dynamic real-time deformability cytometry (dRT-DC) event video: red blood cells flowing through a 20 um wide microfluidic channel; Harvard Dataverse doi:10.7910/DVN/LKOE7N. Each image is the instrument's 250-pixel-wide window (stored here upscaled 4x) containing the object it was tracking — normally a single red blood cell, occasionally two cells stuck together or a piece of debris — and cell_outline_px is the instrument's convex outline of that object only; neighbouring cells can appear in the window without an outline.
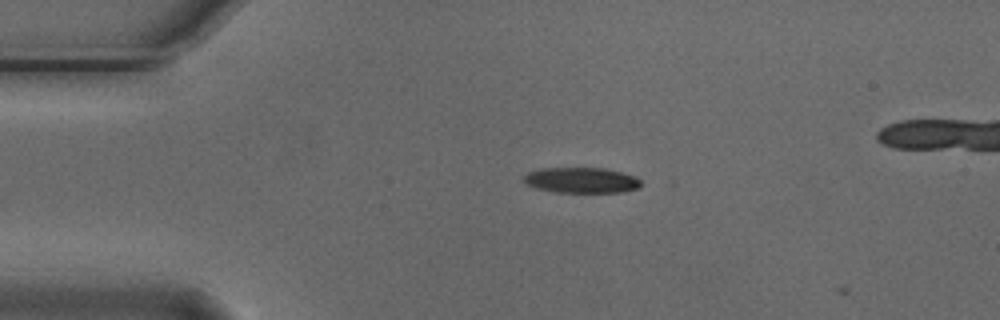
{"species": "Egyptian fruit bat (a non-hibernating species)", "species_latin": "Rousettus aegyptiacus", "temperature_condition": "cold", "stored_images_in_passage": 4, "camera_frame_rate_fps": 3000, "um_per_image_px": 0.085, "animal": {"sex": "male"}, "frame": {"image": 1, "passage_image": 4, "time_ms": 1.0, "image_size_px": [1000, 320], "cell_outline_px": [[640, 188], [620, 192], [556, 192], [536, 188], [528, 184], [524, 180], [524, 176], [528, 172], [540, 168], [604, 168], [636, 176], [640, 180]], "centroid_in_image_um": [49.43, 15.31], "position_along_channel_um": 35.6, "area_um2": 17.34}}